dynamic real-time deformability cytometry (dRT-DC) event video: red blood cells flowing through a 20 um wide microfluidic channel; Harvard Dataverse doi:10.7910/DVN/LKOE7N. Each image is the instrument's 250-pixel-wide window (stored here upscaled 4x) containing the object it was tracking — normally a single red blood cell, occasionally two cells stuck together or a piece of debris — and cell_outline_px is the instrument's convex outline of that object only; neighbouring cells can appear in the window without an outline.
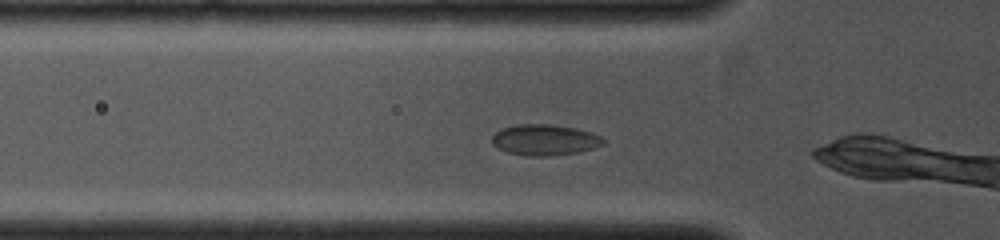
{"species": "common noctule bat (a hibernating species)", "species_latin": "Nyctalus noctula", "temperature_condition": "cold", "stored_images_in_passage": 12, "camera_frame_rate_fps": 4000, "um_per_image_px": 0.085, "animal": {"sex": "female", "body_mass_g": 19.0, "forearm_length_mm": 53.3}, "frame": {"image": 1, "passage_image": 5, "time_ms": 0.75, "image_size_px": [1000, 240], "cell_outline_px": [[604, 144], [580, 152], [544, 156], [528, 156], [508, 152], [492, 144], [492, 136], [500, 128], [516, 124], [552, 124], [576, 128], [592, 132], [600, 136], [604, 140]], "centroid_in_image_um": [46.3, 11.87], "position_along_channel_um": 79.5, "area_um2": 20.06}}
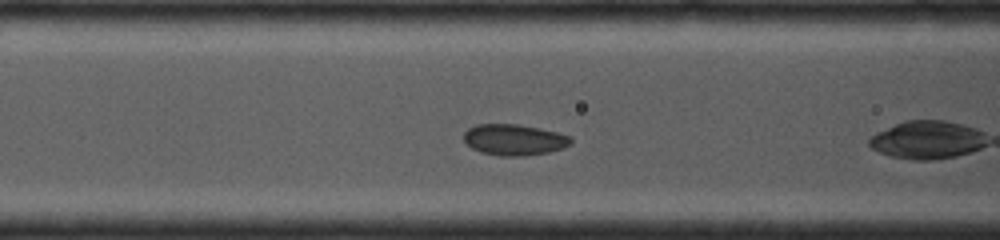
{"frame": {"image": 2, "passage_image": 9, "time_ms": 1.5, "image_size_px": [1000, 240], "cell_outline_px": [[572, 140], [564, 148], [548, 152], [524, 156], [504, 156], [480, 152], [472, 148], [464, 140], [464, 132], [468, 128], [476, 124], [520, 124], [540, 128], [572, 136]], "centroid_in_image_um": [43.7, 11.87], "position_along_channel_um": 122.9, "area_um2": 19.42}}